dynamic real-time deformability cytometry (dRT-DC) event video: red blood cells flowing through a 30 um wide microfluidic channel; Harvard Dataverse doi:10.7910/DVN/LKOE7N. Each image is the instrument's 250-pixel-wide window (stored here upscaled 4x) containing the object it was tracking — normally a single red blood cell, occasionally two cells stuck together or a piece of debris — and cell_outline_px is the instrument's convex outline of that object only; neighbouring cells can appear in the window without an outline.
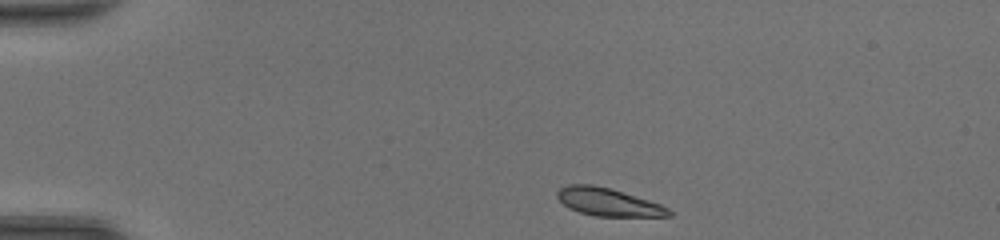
{"species": "common noctule bat (a hibernating species)", "species_latin": "Nyctalus noctula", "temperature_condition": "room temperature", "stored_images_in_passage": 39, "camera_frame_rate_fps": 3000, "um_per_image_px": 0.085, "animal": {"sex": "female", "body_mass_g": 20.0, "forearm_length_mm": 54.0}, "frame": {"image": 1, "passage_image": 1, "time_ms": 0.0, "image_size_px": [1000, 240], "cell_outline_px": [[672, 216], [596, 216], [580, 212], [568, 208], [556, 196], [556, 192], [560, 188], [568, 184], [592, 184], [612, 188], [660, 204], [668, 208], [672, 212]], "centroid_in_image_um": [51.68, 17.16], "position_along_channel_um": 33.3, "area_um2": 18.09}}
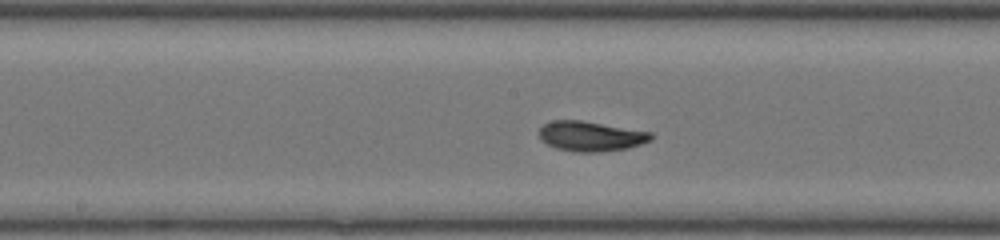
{"frame": {"image": 2, "passage_image": 17, "time_ms": 5.333, "image_size_px": [1000, 240], "cell_outline_px": [[656, 136], [652, 140], [628, 148], [600, 152], [576, 152], [556, 148], [540, 140], [540, 128], [544, 124], [552, 120], [580, 120], [652, 132]], "centroid_in_image_um": [50.24, 11.58], "position_along_channel_um": 198.0, "area_um2": 19.59}}
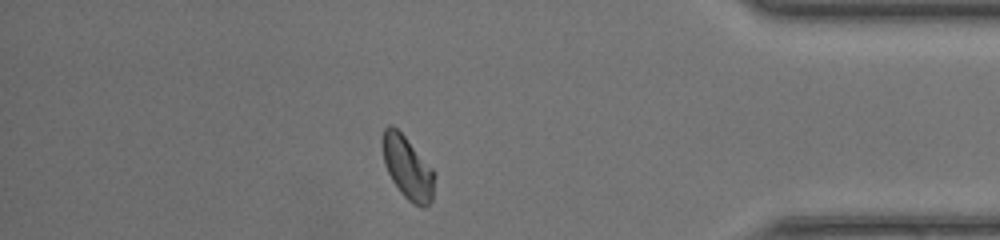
{"frame": {"image": 3, "passage_image": 33, "time_ms": 10.667, "image_size_px": [1000, 240], "cell_outline_px": [[436, 176], [432, 200], [424, 208], [420, 208], [412, 204], [400, 192], [392, 180], [384, 164], [380, 144], [380, 140], [384, 128], [388, 124], [392, 124], [404, 136], [436, 172]], "centroid_in_image_um": [34.63, 14.25], "position_along_channel_um": 400.6, "area_um2": 19.48}, "authors_computed_cell_mechanics": {"area_um2": 19.1318, "velocity_mm_per_s": 4.3672, "shape_relaxation_time_tau1_ms": 2.9563, "shape_relaxation_time_tau2_ms": 4.3622, "deformation_change_tau1": 0.1182, "deformation_change_tau2": 0.054}}